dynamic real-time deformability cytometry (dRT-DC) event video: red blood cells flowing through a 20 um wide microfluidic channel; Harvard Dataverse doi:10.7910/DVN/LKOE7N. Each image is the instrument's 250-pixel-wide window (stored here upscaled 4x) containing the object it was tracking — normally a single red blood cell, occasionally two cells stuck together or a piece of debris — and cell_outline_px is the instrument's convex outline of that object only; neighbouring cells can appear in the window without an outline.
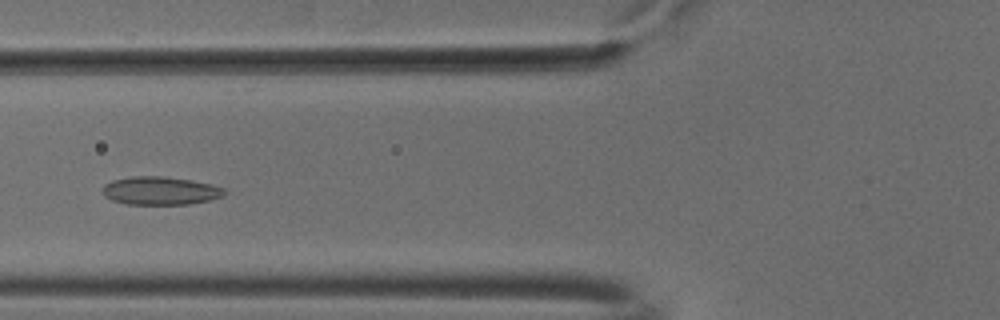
{"species": "common noctule bat (a hibernating species)", "species_latin": "Nyctalus noctula", "temperature_condition": "cold", "stored_images_in_passage": 36, "camera_frame_rate_fps": 3000, "um_per_image_px": 0.085, "animal": {"sex": "male", "body_mass_g": 18.8}, "frame": {"image": 1, "passage_image": 11, "time_ms": 3.333, "image_size_px": [1000, 320], "cell_outline_px": [[228, 192], [224, 196], [208, 200], [188, 204], [124, 204], [112, 200], [104, 196], [104, 184], [112, 180], [132, 176], [164, 176], [192, 180], [212, 184], [224, 188]], "centroid_in_image_um": [13.65, 16.2], "position_along_channel_um": 112.1, "area_um2": 20.11}}
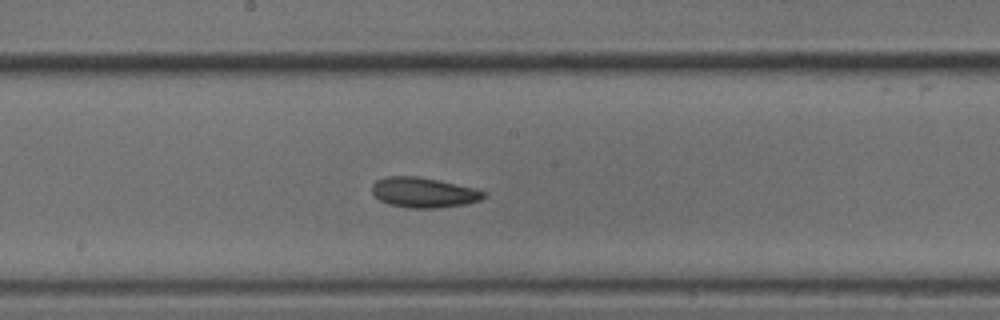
{"frame": {"image": 2, "passage_image": 19, "time_ms": 6.0, "image_size_px": [1000, 320], "cell_outline_px": [[488, 192], [480, 200], [464, 204], [436, 208], [408, 208], [388, 204], [380, 200], [372, 192], [372, 184], [376, 180], [388, 176], [416, 176], [476, 188]], "centroid_in_image_um": [36.0, 16.36], "position_along_channel_um": 212.2, "area_um2": 19.54}}
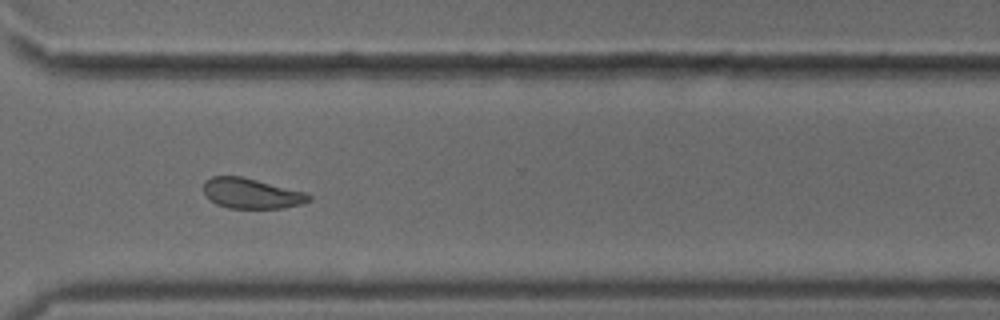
{"frame": {"image": 3, "passage_image": 30, "time_ms": 9.667, "image_size_px": [1000, 320], "cell_outline_px": [[312, 200], [300, 204], [280, 208], [228, 208], [216, 204], [208, 200], [204, 196], [204, 180], [212, 176], [240, 176], [304, 192], [312, 196]], "centroid_in_image_um": [21.31, 16.45], "position_along_channel_um": 349.3, "area_um2": 18.5}, "authors_computed_cell_mechanics": {"area_um2": 19.3919, "velocity_mm_per_s": 3.7406, "shape_relaxation_time_tau1_ms": 5.3935, "shape_relaxation_time_tau2_ms": 3.6939, "deformation_change_tau1": 0.0782, "deformation_change_tau2": 0.0841}}